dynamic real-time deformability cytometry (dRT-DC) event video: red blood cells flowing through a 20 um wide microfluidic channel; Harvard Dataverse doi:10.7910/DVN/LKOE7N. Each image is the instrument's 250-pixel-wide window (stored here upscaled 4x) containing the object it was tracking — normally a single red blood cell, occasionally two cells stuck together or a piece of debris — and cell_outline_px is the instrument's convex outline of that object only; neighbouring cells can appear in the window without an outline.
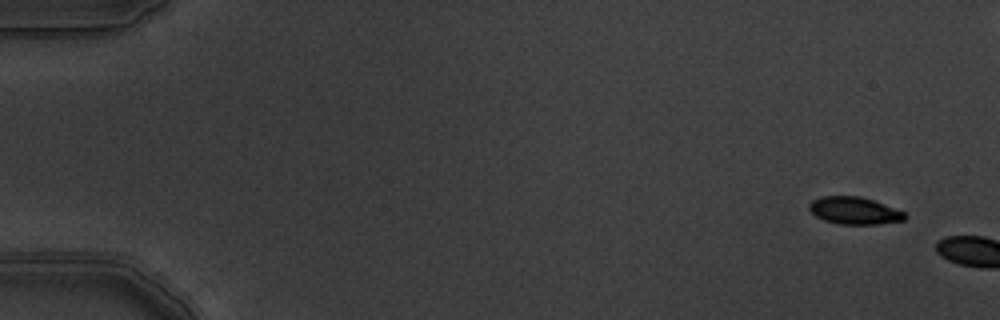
{"species": "common noctule bat (a hibernating species)", "species_latin": "Nyctalus noctula", "temperature_condition": "warm", "stored_images_in_passage": 2, "camera_frame_rate_fps": 3000, "um_per_image_px": 0.085, "animal": {"sex": "male", "body_mass_g": 19.5, "forearm_length_mm": 54.6}, "frame": {"image": 1, "passage_image": 1, "time_ms": 0.0, "image_size_px": [1000, 320], "cell_outline_px": [[908, 216], [904, 220], [880, 224], [836, 224], [824, 220], [816, 216], [808, 208], [808, 204], [812, 200], [820, 196], [860, 196], [884, 204], [904, 212]], "centroid_in_image_um": [72.6, 17.9], "position_along_channel_um": 12.4, "area_um2": 15.26}}